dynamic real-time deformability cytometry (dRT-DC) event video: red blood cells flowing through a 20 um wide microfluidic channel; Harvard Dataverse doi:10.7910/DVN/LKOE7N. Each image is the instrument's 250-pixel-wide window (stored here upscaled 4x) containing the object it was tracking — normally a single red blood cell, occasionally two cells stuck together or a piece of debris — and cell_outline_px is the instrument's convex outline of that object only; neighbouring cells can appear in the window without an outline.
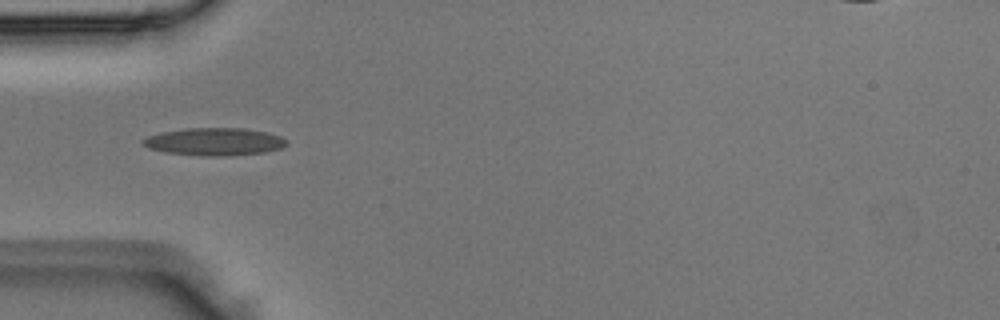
{"species": "Egyptian fruit bat (a non-hibernating species)", "species_latin": "Rousettus aegyptiacus", "temperature_condition": "room temperature", "stored_images_in_passage": 2, "camera_frame_rate_fps": 3000, "um_per_image_px": 0.085, "animal": {"sex": "male"}, "frame": {"image": 1, "passage_image": 2, "time_ms": 0.333, "image_size_px": [1000, 320], "cell_outline_px": [[288, 144], [280, 148], [264, 152], [224, 156], [200, 156], [164, 152], [148, 148], [140, 144], [140, 140], [148, 136], [160, 132], [184, 128], [244, 128], [264, 132], [280, 136], [288, 140]], "centroid_in_image_um": [18.16, 12.04], "position_along_channel_um": 66.8, "area_um2": 23.29}}